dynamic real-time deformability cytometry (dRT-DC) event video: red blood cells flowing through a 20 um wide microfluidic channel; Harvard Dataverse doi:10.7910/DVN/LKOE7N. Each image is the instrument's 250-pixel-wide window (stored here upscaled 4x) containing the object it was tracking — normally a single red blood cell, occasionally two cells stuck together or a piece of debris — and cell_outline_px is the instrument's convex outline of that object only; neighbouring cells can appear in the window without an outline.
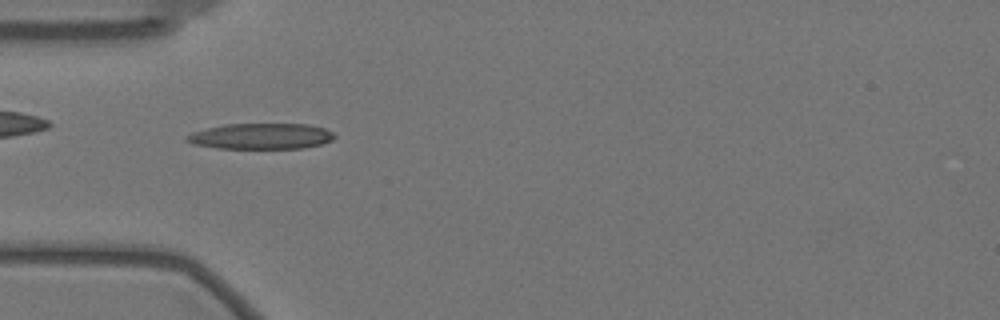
{"species": "Egyptian fruit bat (a non-hibernating species)", "species_latin": "Rousettus aegyptiacus", "temperature_condition": "warm", "stored_images_in_passage": 42, "camera_frame_rate_fps": 3000, "um_per_image_px": 0.085, "animal": {"sex": "female"}, "frame": {"image": 1, "passage_image": 8, "time_ms": 2.333, "image_size_px": [1000, 320], "cell_outline_px": [[336, 136], [332, 140], [320, 144], [300, 148], [216, 148], [192, 144], [184, 140], [184, 136], [192, 132], [224, 124], [308, 124], [324, 128], [332, 132]], "centroid_in_image_um": [22.14, 11.57], "position_along_channel_um": 62.9, "area_um2": 22.2}}
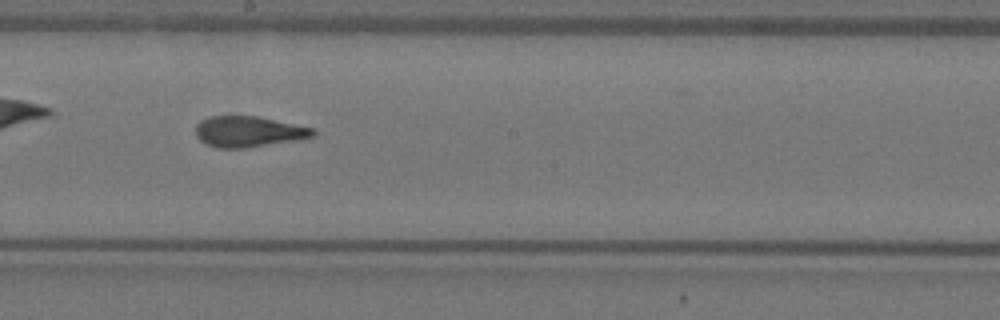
{"frame": {"image": 2, "passage_image": 22, "time_ms": 7.0, "image_size_px": [1000, 320], "cell_outline_px": [[316, 136], [296, 140], [244, 148], [216, 148], [204, 144], [196, 136], [196, 124], [200, 120], [212, 116], [256, 116], [312, 128], [316, 132]], "centroid_in_image_um": [21.08, 11.19], "position_along_channel_um": 227.1, "area_um2": 20.98}}
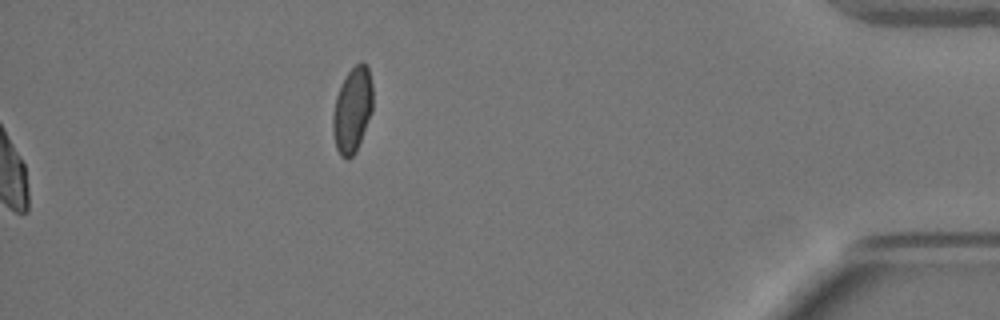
{"frame": {"image": 3, "passage_image": 42, "time_ms": 13.667, "image_size_px": [1000, 320], "cell_outline_px": [[372, 112], [356, 152], [348, 160], [340, 156], [336, 148], [332, 132], [332, 112], [336, 96], [340, 84], [348, 72], [360, 60], [368, 68], [372, 84]], "centroid_in_image_um": [29.93, 9.36], "position_along_channel_um": 405.3, "area_um2": 20.11}}